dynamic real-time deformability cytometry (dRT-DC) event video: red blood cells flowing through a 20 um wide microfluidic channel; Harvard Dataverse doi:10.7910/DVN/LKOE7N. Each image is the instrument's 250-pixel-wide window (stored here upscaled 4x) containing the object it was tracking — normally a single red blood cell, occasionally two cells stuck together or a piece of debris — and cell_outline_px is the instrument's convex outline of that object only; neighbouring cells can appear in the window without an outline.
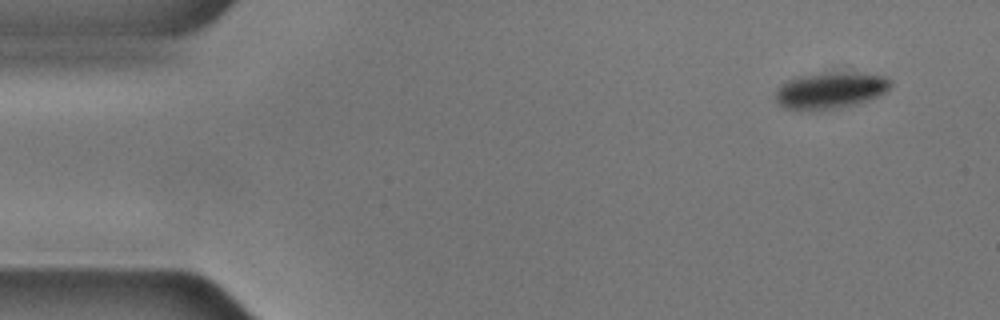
{"species": "common noctule bat (a hibernating species)", "species_latin": "Nyctalus noctula", "temperature_condition": "cold", "stored_images_in_passage": 52, "camera_frame_rate_fps": 3000, "um_per_image_px": 0.085, "animal": {"sex": "male", "body_mass_g": 17.9, "forearm_length_mm": 54.2}, "frame": {"image": 1, "passage_image": 1, "time_ms": 0.0, "image_size_px": [1000, 320], "cell_outline_px": [[892, 84], [888, 92], [880, 96], [856, 104], [812, 112], [784, 108], [776, 100], [776, 92], [780, 84], [788, 80], [800, 76], [860, 72], [888, 76], [892, 80]], "centroid_in_image_um": [70.64, 7.71], "position_along_channel_um": 14.4, "area_um2": 24.57}}
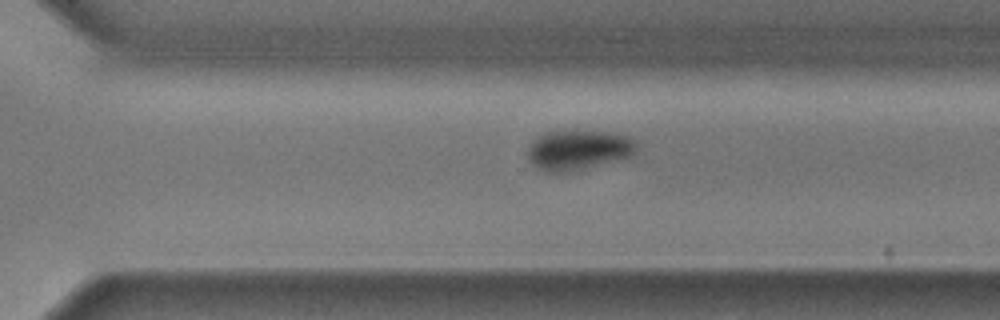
{"frame": {"image": 2, "passage_image": 35, "time_ms": 11.333, "image_size_px": [1000, 320], "cell_outline_px": [[640, 152], [636, 156], [576, 172], [544, 172], [536, 168], [528, 160], [528, 144], [540, 132], [548, 128], [596, 128], [628, 132], [636, 136], [640, 144]], "centroid_in_image_um": [49.31, 12.64], "position_along_channel_um": 321.3, "area_um2": 28.9}}
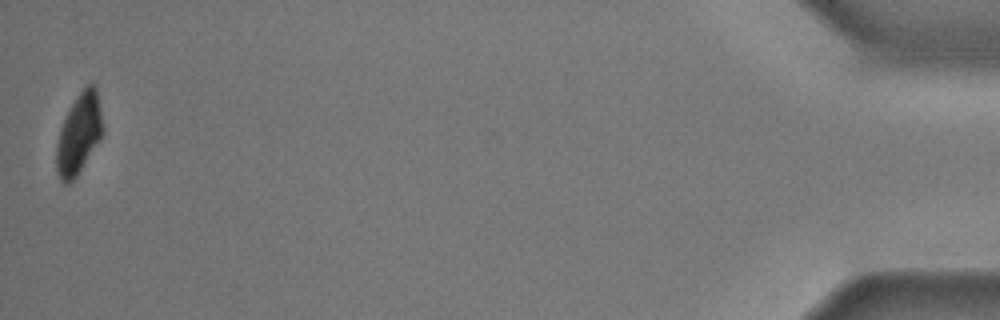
{"frame": {"image": 3, "passage_image": 52, "time_ms": 17.0, "image_size_px": [1000, 320], "cell_outline_px": [[104, 132], [76, 176], [68, 184], [64, 184], [60, 180], [56, 172], [56, 144], [60, 128], [76, 96], [88, 84], [92, 84], [96, 88]], "centroid_in_image_um": [6.68, 11.41], "position_along_channel_um": 428.5, "area_um2": 21.27}, "authors_computed_cell_mechanics": {"area_um2": 28.2353, "velocity_mm_per_s": 3.561, "shape_relaxation_time_tau1_ms": 4.042, "shape_relaxation_time_tau2_ms": null, "deformation_change_tau1": 0.0888, "deformation_change_tau2": null}}